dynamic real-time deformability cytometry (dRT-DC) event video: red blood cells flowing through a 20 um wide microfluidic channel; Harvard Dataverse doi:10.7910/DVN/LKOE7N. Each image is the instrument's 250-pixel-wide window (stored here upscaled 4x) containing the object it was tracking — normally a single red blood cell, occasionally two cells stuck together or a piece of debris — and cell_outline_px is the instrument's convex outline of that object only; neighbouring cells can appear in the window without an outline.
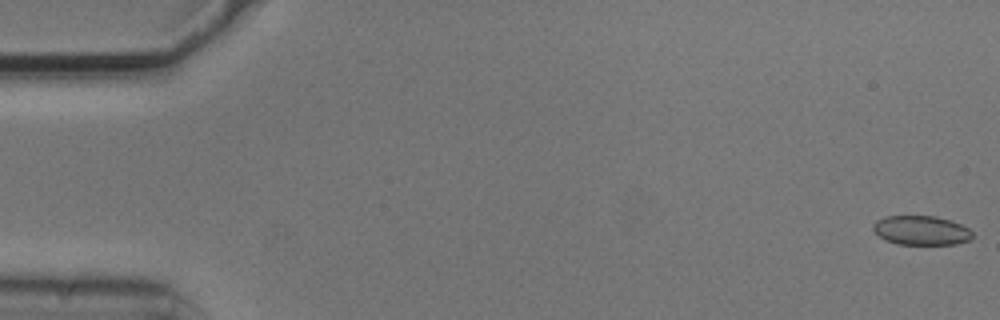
{"species": "common noctule bat (a hibernating species)", "species_latin": "Nyctalus noctula", "temperature_condition": "cold", "stored_images_in_passage": 22, "camera_frame_rate_fps": 3000, "um_per_image_px": 0.085, "animal": {"sex": "male", "body_mass_g": 20.5, "forearm_length_mm": 52.5}, "frame": {"image": 1, "passage_image": 1, "time_ms": 0.0, "image_size_px": [1000, 320], "cell_outline_px": [[972, 240], [956, 244], [896, 244], [884, 240], [872, 228], [872, 224], [876, 220], [884, 216], [936, 216], [952, 220], [968, 228], [972, 232]], "centroid_in_image_um": [78.3, 19.58], "position_along_channel_um": 6.7, "area_um2": 17.11}}
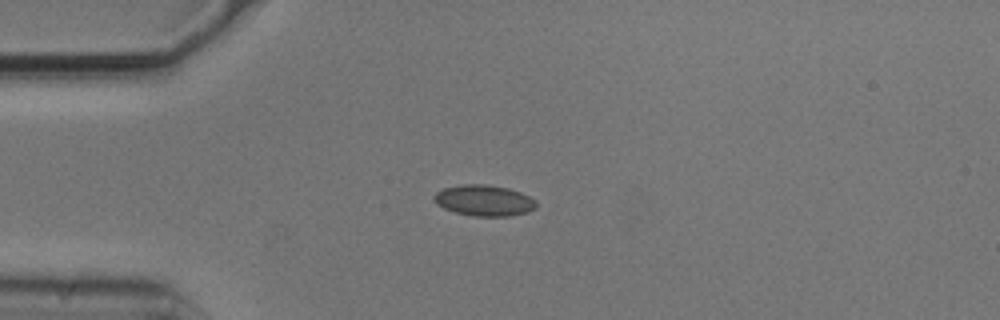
{"frame": {"image": 2, "passage_image": 14, "time_ms": 4.333, "image_size_px": [1000, 320], "cell_outline_px": [[536, 208], [528, 212], [508, 216], [472, 216], [456, 212], [444, 208], [436, 204], [432, 196], [436, 192], [444, 188], [460, 184], [484, 184], [508, 188], [520, 192], [536, 200]], "centroid_in_image_um": [41.13, 17.04], "position_along_channel_um": 43.9, "area_um2": 18.5}}
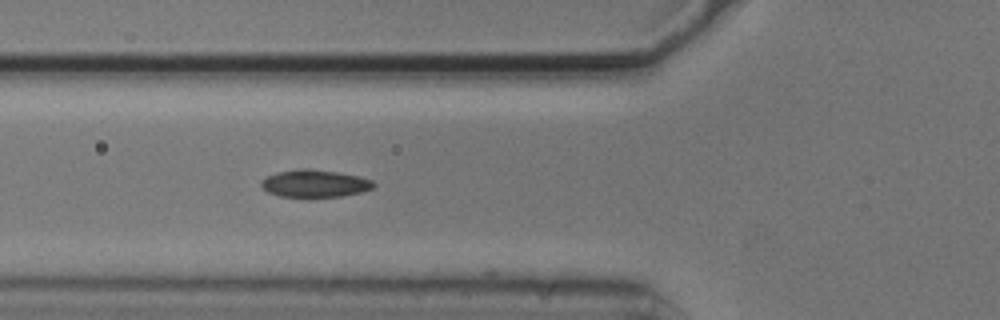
{"frame": {"image": 3, "passage_image": 20, "time_ms": 6.333, "image_size_px": [1000, 320], "cell_outline_px": [[376, 188], [344, 196], [280, 196], [268, 192], [260, 184], [260, 180], [264, 176], [276, 172], [300, 168], [308, 168], [340, 172], [360, 176], [372, 180], [376, 184]], "centroid_in_image_um": [26.77, 15.57], "position_along_channel_um": 99.0, "area_um2": 18.15}}